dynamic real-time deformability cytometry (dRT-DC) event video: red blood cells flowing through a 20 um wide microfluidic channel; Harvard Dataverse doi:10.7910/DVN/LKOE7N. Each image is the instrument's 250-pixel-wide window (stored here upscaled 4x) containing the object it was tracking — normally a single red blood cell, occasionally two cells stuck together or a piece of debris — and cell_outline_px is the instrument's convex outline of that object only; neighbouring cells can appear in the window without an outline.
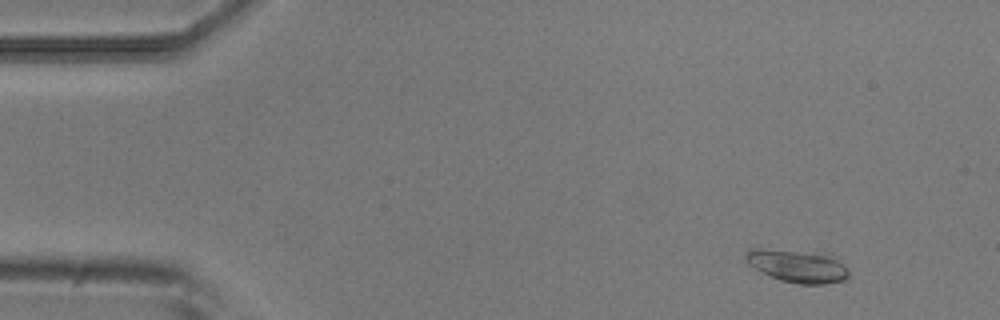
{"species": "common noctule bat (a hibernating species)", "species_latin": "Nyctalus noctula", "temperature_condition": "room temperature", "stored_images_in_passage": 5, "camera_frame_rate_fps": 3000, "um_per_image_px": 0.085, "animal": {"sex": "male", "body_mass_g": 20.5, "forearm_length_mm": 52.5}, "frame": {"image": 1, "passage_image": 2, "time_ms": 0.333, "image_size_px": [1000, 320], "cell_outline_px": [[848, 276], [844, 280], [824, 284], [800, 284], [780, 280], [756, 268], [744, 256], [744, 252], [752, 248], [756, 248], [828, 252], [848, 272]], "centroid_in_image_um": [67.8, 22.58], "position_along_channel_um": 17.2, "area_um2": 19.48}}
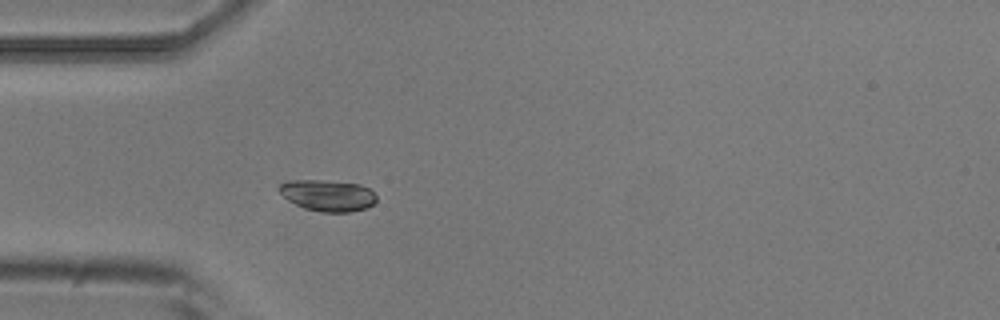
{"frame": {"image": 2, "passage_image": 5, "time_ms": 1.333, "image_size_px": [1000, 320], "cell_outline_px": [[376, 200], [372, 204], [364, 208], [348, 212], [320, 212], [304, 208], [288, 200], [280, 192], [280, 184], [288, 180], [320, 180], [360, 184], [368, 188], [376, 196]], "centroid_in_image_um": [27.84, 16.61], "position_along_channel_um": 57.2, "area_um2": 17.51}}